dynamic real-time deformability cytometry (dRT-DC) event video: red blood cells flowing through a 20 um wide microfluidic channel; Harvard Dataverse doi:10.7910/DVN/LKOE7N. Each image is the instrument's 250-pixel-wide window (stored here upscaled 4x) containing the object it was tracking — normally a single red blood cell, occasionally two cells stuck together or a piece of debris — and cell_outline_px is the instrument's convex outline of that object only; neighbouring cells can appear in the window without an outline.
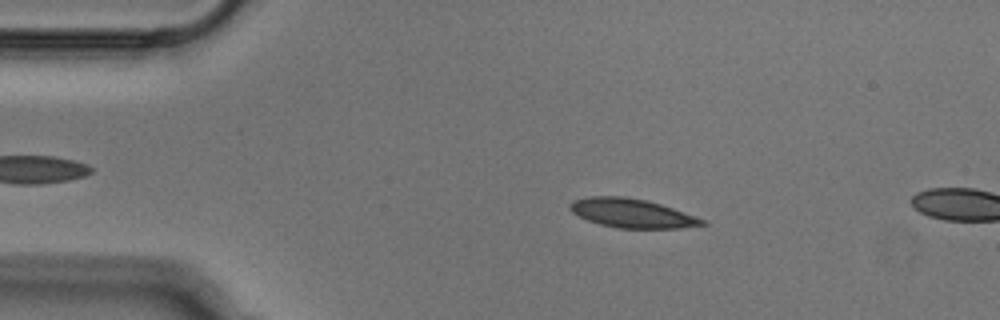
{"species": "Egyptian fruit bat (a non-hibernating species)", "species_latin": "Rousettus aegyptiacus", "temperature_condition": "cold", "stored_images_in_passage": 11, "camera_frame_rate_fps": 3000, "um_per_image_px": 0.085, "animal": {"sex": "male"}, "frame": {"image": 1, "passage_image": 8, "time_ms": 2.333, "image_size_px": [1000, 320], "cell_outline_px": [[708, 224], [680, 228], [616, 228], [600, 224], [588, 220], [572, 212], [568, 208], [568, 204], [572, 200], [588, 196], [624, 196], [648, 200], [708, 220]], "centroid_in_image_um": [53.71, 18.11], "position_along_channel_um": 31.3, "area_um2": 22.48}}